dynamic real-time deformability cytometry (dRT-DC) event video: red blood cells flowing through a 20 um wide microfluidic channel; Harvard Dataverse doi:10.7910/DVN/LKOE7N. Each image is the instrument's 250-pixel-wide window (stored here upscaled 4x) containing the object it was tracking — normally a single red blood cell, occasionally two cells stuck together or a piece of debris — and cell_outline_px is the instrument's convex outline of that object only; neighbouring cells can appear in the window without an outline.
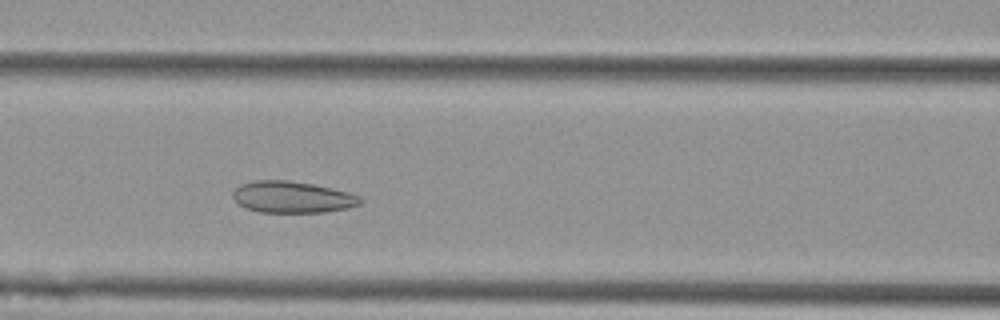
{"species": "Egyptian fruit bat (a non-hibernating species)", "species_latin": "Rousettus aegyptiacus", "temperature_condition": "cold", "stored_images_in_passage": 49, "camera_frame_rate_fps": 3000, "um_per_image_px": 0.085, "animal": {"sex": "female"}, "frame": {"image": 1, "passage_image": 16, "time_ms": 5.0, "image_size_px": [1000, 320], "cell_outline_px": [[364, 200], [360, 204], [348, 208], [324, 212], [260, 212], [244, 208], [232, 196], [232, 192], [240, 184], [256, 180], [288, 180], [312, 184], [332, 188], [348, 192], [360, 196]], "centroid_in_image_um": [24.85, 16.75], "position_along_channel_um": 141.7, "area_um2": 23.47}}
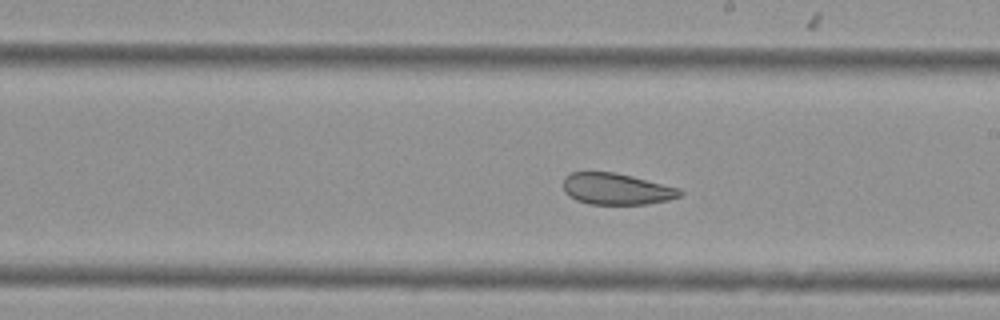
{"frame": {"image": 2, "passage_image": 24, "time_ms": 7.667, "image_size_px": [1000, 320], "cell_outline_px": [[684, 192], [680, 196], [668, 200], [648, 204], [588, 204], [576, 200], [568, 196], [564, 192], [564, 176], [572, 172], [612, 172], [632, 176], [680, 188]], "centroid_in_image_um": [52.39, 16.06], "position_along_channel_um": 236.6, "area_um2": 21.44}}
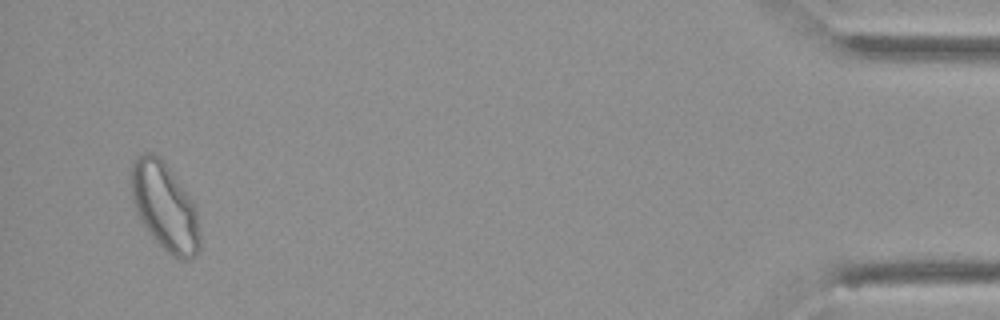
{"frame": {"image": 3, "passage_image": 46, "time_ms": 15.0, "image_size_px": [1000, 320], "cell_outline_px": [[200, 248], [196, 256], [188, 260], [184, 260], [172, 256], [148, 232], [140, 220], [136, 212], [132, 200], [132, 160], [144, 152], [152, 152], [160, 156], [164, 160], [196, 204], [200, 232]], "centroid_in_image_um": [14.03, 17.55], "position_along_channel_um": 421.2, "area_um2": 35.49}, "authors_computed_cell_mechanics": {"area_um2": 26.6458, "velocity_mm_per_s": 3.5817, "shape_relaxation_time_tau1_ms": null, "shape_relaxation_time_tau2_ms": 2.3761, "deformation_change_tau1": null, "deformation_change_tau2": 0.0792}}